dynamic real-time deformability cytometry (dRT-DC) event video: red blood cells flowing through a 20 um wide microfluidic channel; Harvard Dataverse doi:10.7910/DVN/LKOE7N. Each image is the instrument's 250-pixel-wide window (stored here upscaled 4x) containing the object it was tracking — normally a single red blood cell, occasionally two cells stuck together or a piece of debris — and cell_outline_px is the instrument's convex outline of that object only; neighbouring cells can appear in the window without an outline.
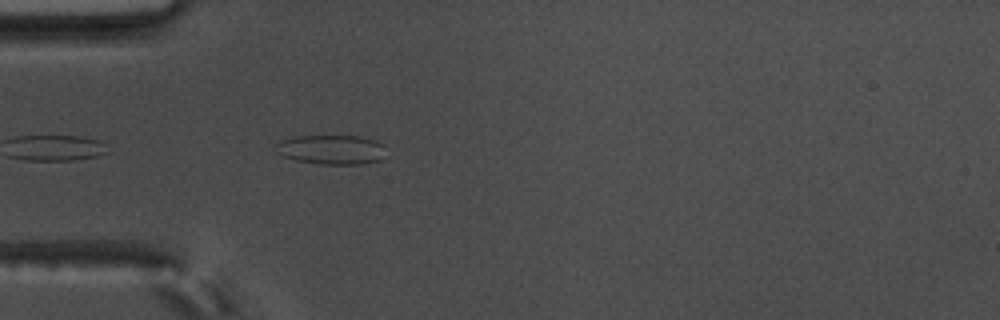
{"species": "common noctule bat (a hibernating species)", "species_latin": "Nyctalus noctula", "temperature_condition": "warm", "stored_images_in_passage": 15, "camera_frame_rate_fps": 3000, "um_per_image_px": 0.085, "animal": {"sex": "male", "body_mass_g": 17.5, "forearm_length_mm": 52.3}, "frame": {"image": 1, "passage_image": 3, "time_ms": 0.667, "image_size_px": [1000, 320], "cell_outline_px": [[384, 144], [380, 160], [360, 164], [320, 164], [296, 160], [284, 156], [276, 152], [276, 144], [280, 140], [292, 136], [360, 136], [376, 140]], "centroid_in_image_um": [28.13, 12.7], "position_along_channel_um": 56.9, "area_um2": 18.84}}